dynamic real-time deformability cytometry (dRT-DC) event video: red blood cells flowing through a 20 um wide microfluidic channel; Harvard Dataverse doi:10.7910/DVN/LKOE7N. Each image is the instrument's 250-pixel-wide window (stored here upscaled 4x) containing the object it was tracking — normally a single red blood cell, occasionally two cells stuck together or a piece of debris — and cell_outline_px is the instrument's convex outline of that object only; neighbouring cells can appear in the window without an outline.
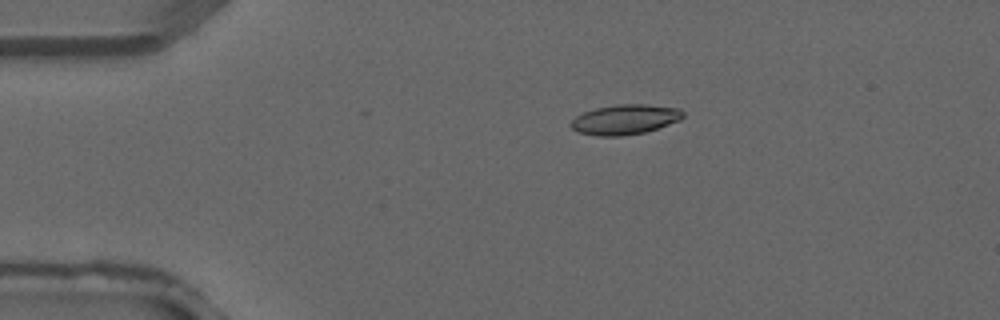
{"species": "common noctule bat (a hibernating species)", "species_latin": "Nyctalus noctula", "temperature_condition": "warm", "stored_images_in_passage": 4, "camera_frame_rate_fps": 3000, "um_per_image_px": 0.085, "animal": {"sex": "male", "forearm_length_mm": 52.5}, "frame": {"image": 1, "passage_image": 3, "time_ms": 0.667, "image_size_px": [1000, 320], "cell_outline_px": [[684, 116], [680, 120], [644, 132], [620, 136], [596, 136], [576, 132], [568, 124], [576, 116], [584, 112], [596, 108], [616, 104], [644, 104], [680, 108], [684, 112]], "centroid_in_image_um": [53.09, 10.15], "position_along_channel_um": 31.9, "area_um2": 19.59}}